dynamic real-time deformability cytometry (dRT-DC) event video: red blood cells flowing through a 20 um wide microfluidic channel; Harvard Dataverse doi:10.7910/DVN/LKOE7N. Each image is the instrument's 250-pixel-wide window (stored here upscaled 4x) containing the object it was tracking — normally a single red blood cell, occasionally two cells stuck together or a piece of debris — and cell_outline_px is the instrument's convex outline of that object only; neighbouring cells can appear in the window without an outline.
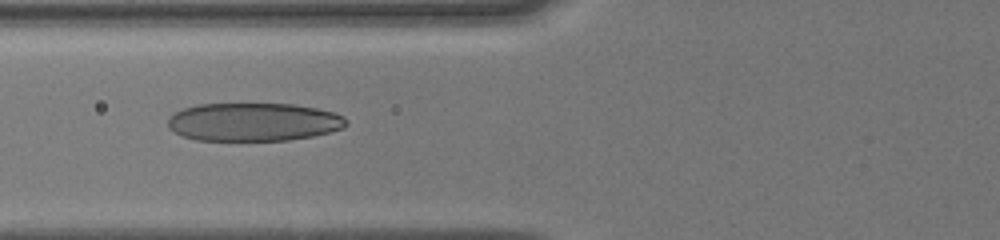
{"species": "human", "species_latin": "Homo sapiens", "temperature_condition": "cold", "stored_images_in_passage": 36, "camera_frame_rate_fps": 3000, "um_per_image_px": 0.085, "donor": {"sex": "male"}, "frame": {"image": 1, "passage_image": 6, "time_ms": 1.0, "image_size_px": [1000, 240], "cell_outline_px": [[348, 124], [344, 128], [332, 132], [312, 136], [288, 140], [196, 140], [184, 136], [168, 128], [168, 116], [184, 108], [196, 104], [296, 104], [316, 108], [332, 112], [344, 116], [348, 120]], "centroid_in_image_um": [21.58, 10.36], "position_along_channel_um": 104.2, "area_um2": 39.88}}
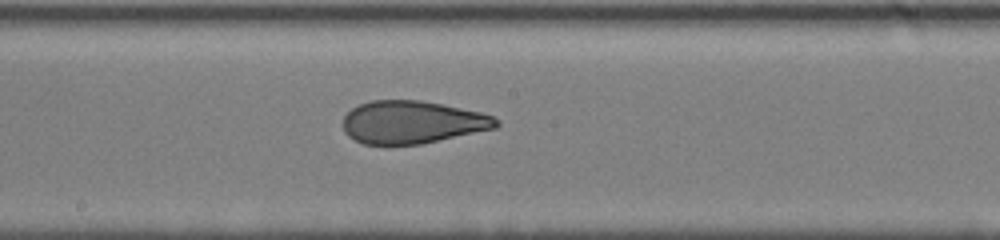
{"frame": {"image": 2, "passage_image": 19, "time_ms": 3.667, "image_size_px": [1000, 240], "cell_outline_px": [[500, 124], [496, 128], [420, 144], [364, 144], [348, 136], [344, 132], [344, 116], [352, 108], [360, 104], [372, 100], [420, 100], [480, 112], [492, 116], [500, 120]], "centroid_in_image_um": [35.04, 10.38], "position_along_channel_um": 213.2, "area_um2": 37.86}}
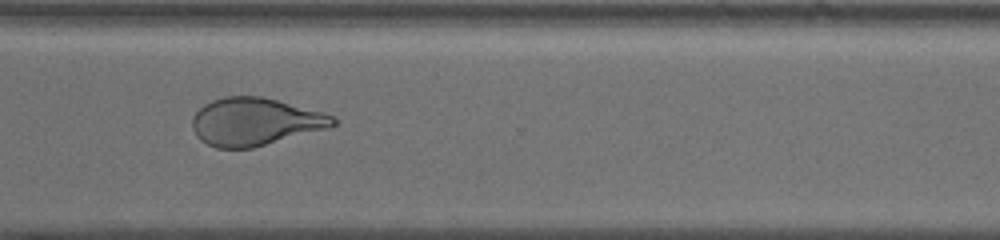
{"frame": {"image": 3, "passage_image": 35, "time_ms": 7.0, "image_size_px": [1000, 240], "cell_outline_px": [[336, 124], [328, 128], [252, 148], [216, 148], [200, 140], [196, 136], [192, 128], [192, 116], [204, 104], [212, 100], [224, 96], [260, 96], [276, 100], [320, 112], [332, 116], [336, 120]], "centroid_in_image_um": [21.61, 10.35], "position_along_channel_um": 349.0, "area_um2": 38.78}}